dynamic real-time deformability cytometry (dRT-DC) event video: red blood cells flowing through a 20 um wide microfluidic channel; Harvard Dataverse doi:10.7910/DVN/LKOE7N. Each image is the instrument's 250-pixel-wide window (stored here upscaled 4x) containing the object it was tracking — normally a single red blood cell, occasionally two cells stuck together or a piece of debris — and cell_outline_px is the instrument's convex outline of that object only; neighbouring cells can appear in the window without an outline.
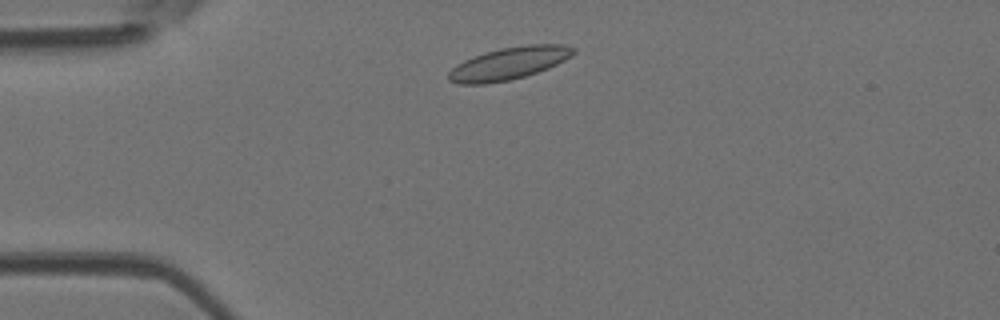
{"species": "Egyptian fruit bat (a non-hibernating species)", "species_latin": "Rousettus aegyptiacus", "temperature_condition": "room temperature", "stored_images_in_passage": 5, "camera_frame_rate_fps": 3000, "um_per_image_px": 0.085, "animal": {"sex": "female"}, "frame": {"image": 1, "passage_image": 5, "time_ms": 1.333, "image_size_px": [1000, 320], "cell_outline_px": [[576, 52], [572, 56], [548, 68], [524, 76], [508, 80], [488, 84], [460, 84], [448, 80], [448, 72], [456, 64], [464, 60], [484, 52], [500, 48], [528, 44], [564, 44], [576, 48]], "centroid_in_image_um": [43.26, 5.38], "position_along_channel_um": 41.7, "area_um2": 23.64}}